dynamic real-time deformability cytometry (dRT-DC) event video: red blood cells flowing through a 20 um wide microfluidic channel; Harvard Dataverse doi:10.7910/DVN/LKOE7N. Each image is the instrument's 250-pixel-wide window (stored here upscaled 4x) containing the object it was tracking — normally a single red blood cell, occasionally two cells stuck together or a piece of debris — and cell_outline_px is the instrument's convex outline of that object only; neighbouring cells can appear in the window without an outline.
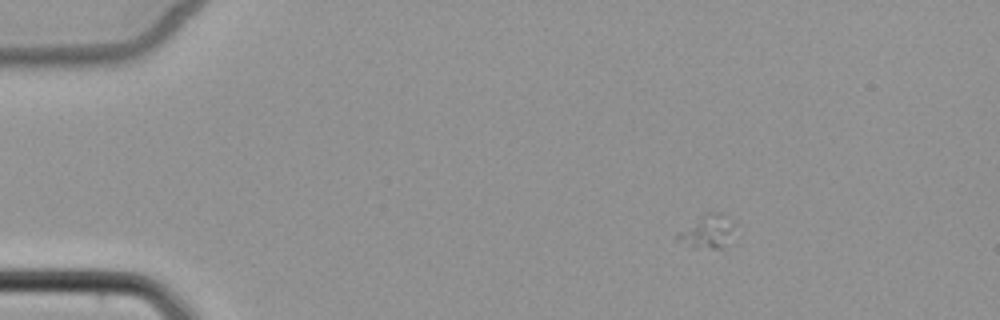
{"species": "common noctule bat (a hibernating species)", "species_latin": "Nyctalus noctula", "temperature_condition": "cold", "stored_images_in_passage": 7, "camera_frame_rate_fps": 3000, "um_per_image_px": 0.085, "animal": {"sex": "female", "body_mass_g": 22.7, "forearm_length_mm": 54.2}, "frame": {"image": 1, "passage_image": 2, "time_ms": 1.333, "image_size_px": [1000, 320], "cell_outline_px": [[732, 228], [724, 248], [692, 248], [676, 240], [676, 236], [680, 232], [708, 212], [720, 212], [732, 224]], "centroid_in_image_um": [60.08, 19.72], "position_along_channel_um": 24.9, "area_um2": 10.35}}
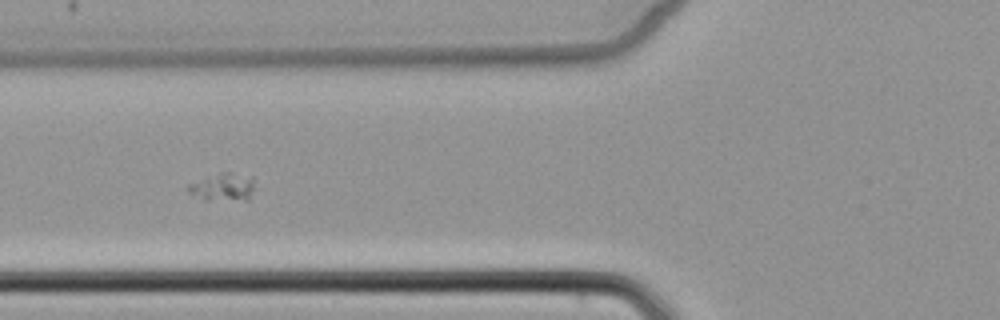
{"frame": {"image": 2, "passage_image": 6, "time_ms": 5.667, "image_size_px": [1000, 320], "cell_outline_px": [[252, 188], [248, 200], [204, 200], [188, 192], [188, 184], [220, 172], [232, 172], [252, 176]], "centroid_in_image_um": [18.93, 15.89], "position_along_channel_um": 106.9, "area_um2": 10.64}}
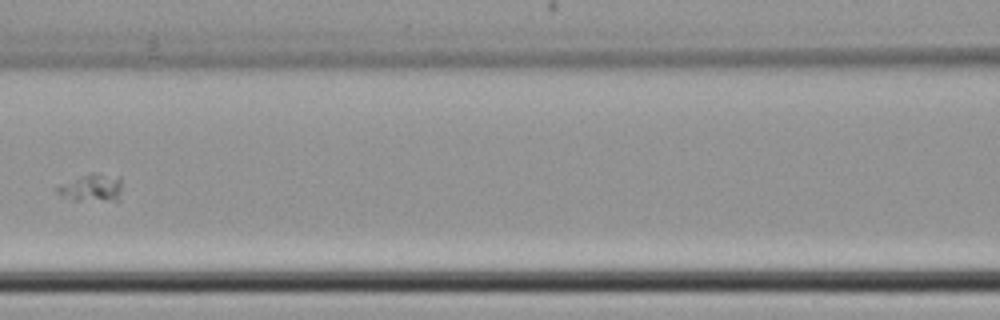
{"frame": {"image": 3, "passage_image": 7, "time_ms": 7.0, "image_size_px": [1000, 320], "cell_outline_px": [[120, 188], [116, 200], [72, 200], [60, 196], [56, 192], [56, 188], [60, 184], [92, 172], [96, 172], [120, 176]], "centroid_in_image_um": [7.74, 15.94], "position_along_channel_um": 158.9, "area_um2": 10.29}}